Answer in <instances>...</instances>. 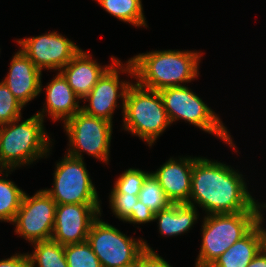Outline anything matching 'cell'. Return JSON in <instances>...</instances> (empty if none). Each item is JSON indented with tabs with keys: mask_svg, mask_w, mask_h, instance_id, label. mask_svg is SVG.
Wrapping results in <instances>:
<instances>
[{
	"mask_svg": "<svg viewBox=\"0 0 266 267\" xmlns=\"http://www.w3.org/2000/svg\"><path fill=\"white\" fill-rule=\"evenodd\" d=\"M63 123L69 137L68 155L83 159L81 152H86L108 164L113 132L111 122L81 110Z\"/></svg>",
	"mask_w": 266,
	"mask_h": 267,
	"instance_id": "obj_8",
	"label": "cell"
},
{
	"mask_svg": "<svg viewBox=\"0 0 266 267\" xmlns=\"http://www.w3.org/2000/svg\"><path fill=\"white\" fill-rule=\"evenodd\" d=\"M154 212L143 204L140 200L137 202V206L133 209L131 215L125 220L133 224H142L154 221Z\"/></svg>",
	"mask_w": 266,
	"mask_h": 267,
	"instance_id": "obj_29",
	"label": "cell"
},
{
	"mask_svg": "<svg viewBox=\"0 0 266 267\" xmlns=\"http://www.w3.org/2000/svg\"><path fill=\"white\" fill-rule=\"evenodd\" d=\"M56 202L45 190L37 191L30 197L24 193L21 205L13 221L15 232L30 243L52 238Z\"/></svg>",
	"mask_w": 266,
	"mask_h": 267,
	"instance_id": "obj_10",
	"label": "cell"
},
{
	"mask_svg": "<svg viewBox=\"0 0 266 267\" xmlns=\"http://www.w3.org/2000/svg\"><path fill=\"white\" fill-rule=\"evenodd\" d=\"M109 196L114 215L122 221H125L131 215L139 200L138 195L128 193H111Z\"/></svg>",
	"mask_w": 266,
	"mask_h": 267,
	"instance_id": "obj_27",
	"label": "cell"
},
{
	"mask_svg": "<svg viewBox=\"0 0 266 267\" xmlns=\"http://www.w3.org/2000/svg\"><path fill=\"white\" fill-rule=\"evenodd\" d=\"M195 158H170L156 172L151 173L163 188L172 204L188 203Z\"/></svg>",
	"mask_w": 266,
	"mask_h": 267,
	"instance_id": "obj_15",
	"label": "cell"
},
{
	"mask_svg": "<svg viewBox=\"0 0 266 267\" xmlns=\"http://www.w3.org/2000/svg\"><path fill=\"white\" fill-rule=\"evenodd\" d=\"M11 61L9 73L2 82L25 107L42 91V73L21 49Z\"/></svg>",
	"mask_w": 266,
	"mask_h": 267,
	"instance_id": "obj_14",
	"label": "cell"
},
{
	"mask_svg": "<svg viewBox=\"0 0 266 267\" xmlns=\"http://www.w3.org/2000/svg\"><path fill=\"white\" fill-rule=\"evenodd\" d=\"M150 174L139 169L130 168L117 178L111 193L139 195L144 181Z\"/></svg>",
	"mask_w": 266,
	"mask_h": 267,
	"instance_id": "obj_25",
	"label": "cell"
},
{
	"mask_svg": "<svg viewBox=\"0 0 266 267\" xmlns=\"http://www.w3.org/2000/svg\"><path fill=\"white\" fill-rule=\"evenodd\" d=\"M31 244L35 248L32 254H28L31 267H68L64 245L52 239Z\"/></svg>",
	"mask_w": 266,
	"mask_h": 267,
	"instance_id": "obj_21",
	"label": "cell"
},
{
	"mask_svg": "<svg viewBox=\"0 0 266 267\" xmlns=\"http://www.w3.org/2000/svg\"><path fill=\"white\" fill-rule=\"evenodd\" d=\"M124 267H136V264L128 265V266H124Z\"/></svg>",
	"mask_w": 266,
	"mask_h": 267,
	"instance_id": "obj_33",
	"label": "cell"
},
{
	"mask_svg": "<svg viewBox=\"0 0 266 267\" xmlns=\"http://www.w3.org/2000/svg\"><path fill=\"white\" fill-rule=\"evenodd\" d=\"M52 189H44L56 204H100L83 159L68 154L56 164Z\"/></svg>",
	"mask_w": 266,
	"mask_h": 267,
	"instance_id": "obj_9",
	"label": "cell"
},
{
	"mask_svg": "<svg viewBox=\"0 0 266 267\" xmlns=\"http://www.w3.org/2000/svg\"><path fill=\"white\" fill-rule=\"evenodd\" d=\"M145 251L138 257L136 267H172L163 257L153 251L145 242Z\"/></svg>",
	"mask_w": 266,
	"mask_h": 267,
	"instance_id": "obj_28",
	"label": "cell"
},
{
	"mask_svg": "<svg viewBox=\"0 0 266 267\" xmlns=\"http://www.w3.org/2000/svg\"><path fill=\"white\" fill-rule=\"evenodd\" d=\"M46 106L37 114L44 120L45 112L51 116L54 121L57 119L67 121L77 112L81 111L79 105L80 98L71 89L67 80L59 72L54 79L46 86ZM76 99L78 101H76ZM46 108V109H45Z\"/></svg>",
	"mask_w": 266,
	"mask_h": 267,
	"instance_id": "obj_17",
	"label": "cell"
},
{
	"mask_svg": "<svg viewBox=\"0 0 266 267\" xmlns=\"http://www.w3.org/2000/svg\"><path fill=\"white\" fill-rule=\"evenodd\" d=\"M257 202V211H256V226L261 235L262 249L266 251V230L262 227L263 214H261V208H266V204H260Z\"/></svg>",
	"mask_w": 266,
	"mask_h": 267,
	"instance_id": "obj_31",
	"label": "cell"
},
{
	"mask_svg": "<svg viewBox=\"0 0 266 267\" xmlns=\"http://www.w3.org/2000/svg\"><path fill=\"white\" fill-rule=\"evenodd\" d=\"M247 267H266V251L261 249Z\"/></svg>",
	"mask_w": 266,
	"mask_h": 267,
	"instance_id": "obj_32",
	"label": "cell"
},
{
	"mask_svg": "<svg viewBox=\"0 0 266 267\" xmlns=\"http://www.w3.org/2000/svg\"><path fill=\"white\" fill-rule=\"evenodd\" d=\"M64 254L68 267H102L87 241L64 245Z\"/></svg>",
	"mask_w": 266,
	"mask_h": 267,
	"instance_id": "obj_24",
	"label": "cell"
},
{
	"mask_svg": "<svg viewBox=\"0 0 266 267\" xmlns=\"http://www.w3.org/2000/svg\"><path fill=\"white\" fill-rule=\"evenodd\" d=\"M99 215L100 204H57L51 239L61 245L85 242Z\"/></svg>",
	"mask_w": 266,
	"mask_h": 267,
	"instance_id": "obj_13",
	"label": "cell"
},
{
	"mask_svg": "<svg viewBox=\"0 0 266 267\" xmlns=\"http://www.w3.org/2000/svg\"><path fill=\"white\" fill-rule=\"evenodd\" d=\"M23 107L4 82H0V125L22 118L21 110Z\"/></svg>",
	"mask_w": 266,
	"mask_h": 267,
	"instance_id": "obj_26",
	"label": "cell"
},
{
	"mask_svg": "<svg viewBox=\"0 0 266 267\" xmlns=\"http://www.w3.org/2000/svg\"><path fill=\"white\" fill-rule=\"evenodd\" d=\"M202 224V244L195 267H210L256 226V211L210 214Z\"/></svg>",
	"mask_w": 266,
	"mask_h": 267,
	"instance_id": "obj_5",
	"label": "cell"
},
{
	"mask_svg": "<svg viewBox=\"0 0 266 267\" xmlns=\"http://www.w3.org/2000/svg\"><path fill=\"white\" fill-rule=\"evenodd\" d=\"M105 11L117 19L133 26L146 25V18L143 13L141 0H96Z\"/></svg>",
	"mask_w": 266,
	"mask_h": 267,
	"instance_id": "obj_20",
	"label": "cell"
},
{
	"mask_svg": "<svg viewBox=\"0 0 266 267\" xmlns=\"http://www.w3.org/2000/svg\"><path fill=\"white\" fill-rule=\"evenodd\" d=\"M124 130L146 141L149 146L171 124L159 91L131 84L124 99Z\"/></svg>",
	"mask_w": 266,
	"mask_h": 267,
	"instance_id": "obj_4",
	"label": "cell"
},
{
	"mask_svg": "<svg viewBox=\"0 0 266 267\" xmlns=\"http://www.w3.org/2000/svg\"><path fill=\"white\" fill-rule=\"evenodd\" d=\"M87 242L102 267L136 264L138 257L146 250L143 240L127 237L114 226L100 220V216L92 223Z\"/></svg>",
	"mask_w": 266,
	"mask_h": 267,
	"instance_id": "obj_7",
	"label": "cell"
},
{
	"mask_svg": "<svg viewBox=\"0 0 266 267\" xmlns=\"http://www.w3.org/2000/svg\"><path fill=\"white\" fill-rule=\"evenodd\" d=\"M0 170V175L4 174ZM25 192L14 182L0 177V221L13 222Z\"/></svg>",
	"mask_w": 266,
	"mask_h": 267,
	"instance_id": "obj_22",
	"label": "cell"
},
{
	"mask_svg": "<svg viewBox=\"0 0 266 267\" xmlns=\"http://www.w3.org/2000/svg\"><path fill=\"white\" fill-rule=\"evenodd\" d=\"M20 120L0 125V167L7 170L6 177L16 167L31 164L50 152L44 120L37 113L18 123Z\"/></svg>",
	"mask_w": 266,
	"mask_h": 267,
	"instance_id": "obj_3",
	"label": "cell"
},
{
	"mask_svg": "<svg viewBox=\"0 0 266 267\" xmlns=\"http://www.w3.org/2000/svg\"><path fill=\"white\" fill-rule=\"evenodd\" d=\"M195 205L187 203L171 204L168 208L154 214V221L158 219L161 235L176 236L187 232L198 219Z\"/></svg>",
	"mask_w": 266,
	"mask_h": 267,
	"instance_id": "obj_18",
	"label": "cell"
},
{
	"mask_svg": "<svg viewBox=\"0 0 266 267\" xmlns=\"http://www.w3.org/2000/svg\"><path fill=\"white\" fill-rule=\"evenodd\" d=\"M138 198L154 213L166 209L172 204L166 197L163 188L152 174H150L144 181Z\"/></svg>",
	"mask_w": 266,
	"mask_h": 267,
	"instance_id": "obj_23",
	"label": "cell"
},
{
	"mask_svg": "<svg viewBox=\"0 0 266 267\" xmlns=\"http://www.w3.org/2000/svg\"><path fill=\"white\" fill-rule=\"evenodd\" d=\"M202 54L195 51L164 50L142 53L130 58L138 85L159 91L183 86L198 76ZM136 76V77H135ZM181 83V84H180Z\"/></svg>",
	"mask_w": 266,
	"mask_h": 267,
	"instance_id": "obj_2",
	"label": "cell"
},
{
	"mask_svg": "<svg viewBox=\"0 0 266 267\" xmlns=\"http://www.w3.org/2000/svg\"><path fill=\"white\" fill-rule=\"evenodd\" d=\"M16 42L41 72L43 68L60 71L81 50L74 42L57 32L19 39Z\"/></svg>",
	"mask_w": 266,
	"mask_h": 267,
	"instance_id": "obj_12",
	"label": "cell"
},
{
	"mask_svg": "<svg viewBox=\"0 0 266 267\" xmlns=\"http://www.w3.org/2000/svg\"><path fill=\"white\" fill-rule=\"evenodd\" d=\"M261 249V235L255 226L220 255L210 267H247Z\"/></svg>",
	"mask_w": 266,
	"mask_h": 267,
	"instance_id": "obj_19",
	"label": "cell"
},
{
	"mask_svg": "<svg viewBox=\"0 0 266 267\" xmlns=\"http://www.w3.org/2000/svg\"><path fill=\"white\" fill-rule=\"evenodd\" d=\"M92 55H88L83 50L79 53L59 72L67 80L71 89L80 99H84L92 90L99 78L111 66H100L96 61L91 59Z\"/></svg>",
	"mask_w": 266,
	"mask_h": 267,
	"instance_id": "obj_16",
	"label": "cell"
},
{
	"mask_svg": "<svg viewBox=\"0 0 266 267\" xmlns=\"http://www.w3.org/2000/svg\"><path fill=\"white\" fill-rule=\"evenodd\" d=\"M242 176L224 163L195 157L187 204L197 203L207 215L257 211Z\"/></svg>",
	"mask_w": 266,
	"mask_h": 267,
	"instance_id": "obj_1",
	"label": "cell"
},
{
	"mask_svg": "<svg viewBox=\"0 0 266 267\" xmlns=\"http://www.w3.org/2000/svg\"><path fill=\"white\" fill-rule=\"evenodd\" d=\"M111 58V61H113L111 66L104 72L89 94L83 99L84 102H86L85 100L89 101V105L82 106L81 110L87 115L102 118L112 123L113 112L118 106L117 98H122V109L124 110L126 92L132 84L127 81L119 82V71H122V73L128 72L133 77L134 71L130 60L126 62V67H123L120 60L113 56Z\"/></svg>",
	"mask_w": 266,
	"mask_h": 267,
	"instance_id": "obj_11",
	"label": "cell"
},
{
	"mask_svg": "<svg viewBox=\"0 0 266 267\" xmlns=\"http://www.w3.org/2000/svg\"><path fill=\"white\" fill-rule=\"evenodd\" d=\"M0 267H31L28 253H16L10 258L0 260Z\"/></svg>",
	"mask_w": 266,
	"mask_h": 267,
	"instance_id": "obj_30",
	"label": "cell"
},
{
	"mask_svg": "<svg viewBox=\"0 0 266 267\" xmlns=\"http://www.w3.org/2000/svg\"><path fill=\"white\" fill-rule=\"evenodd\" d=\"M159 93L171 124L182 118L209 134H216L218 138L236 148L217 114L187 86L167 87L159 90Z\"/></svg>",
	"mask_w": 266,
	"mask_h": 267,
	"instance_id": "obj_6",
	"label": "cell"
}]
</instances>
